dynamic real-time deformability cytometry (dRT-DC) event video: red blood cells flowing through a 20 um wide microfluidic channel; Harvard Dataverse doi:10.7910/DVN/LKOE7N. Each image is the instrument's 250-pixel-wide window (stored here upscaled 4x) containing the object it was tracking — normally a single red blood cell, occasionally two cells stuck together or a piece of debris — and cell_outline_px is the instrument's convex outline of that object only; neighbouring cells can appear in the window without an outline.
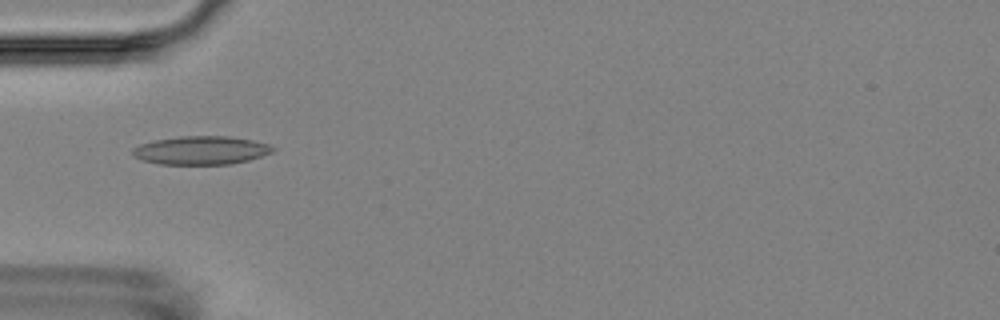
{"species": "Egyptian fruit bat (a non-hibernating species)", "species_latin": "Rousettus aegyptiacus", "temperature_condition": "room temperature", "stored_images_in_passage": 1, "camera_frame_rate_fps": 3000, "um_per_image_px": 0.085, "animal": {"sex": "female"}, "frame": {"image": 1, "passage_image": 1, "time_ms": 0.0, "image_size_px": [1000, 320], "cell_outline_px": [[276, 148], [272, 152], [248, 160], [232, 164], [160, 164], [140, 160], [132, 156], [132, 148], [140, 144], [152, 140], [180, 136], [228, 136], [252, 140], [268, 144]], "centroid_in_image_um": [17.04, 12.77], "position_along_channel_um": 68.0, "area_um2": 23.35}}